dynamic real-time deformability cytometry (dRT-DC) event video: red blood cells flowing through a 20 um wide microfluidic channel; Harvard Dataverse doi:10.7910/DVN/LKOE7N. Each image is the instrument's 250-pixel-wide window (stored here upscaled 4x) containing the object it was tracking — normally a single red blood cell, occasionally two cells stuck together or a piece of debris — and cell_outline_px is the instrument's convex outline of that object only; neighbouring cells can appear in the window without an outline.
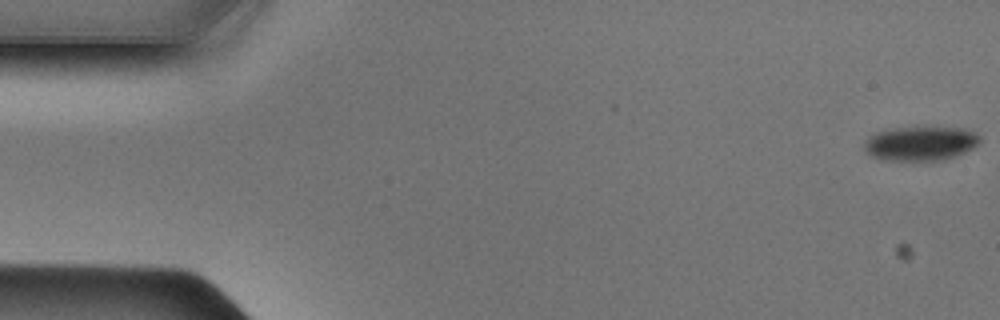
{"species": "Egyptian fruit bat (a non-hibernating species)", "species_latin": "Rousettus aegyptiacus", "temperature_condition": "cold", "stored_images_in_passage": 49, "camera_frame_rate_fps": 3000, "um_per_image_px": 0.085, "animal": {"sex": "male"}, "frame": {"image": 1, "passage_image": 1, "time_ms": 0.0, "image_size_px": [1000, 320], "cell_outline_px": [[980, 140], [972, 148], [956, 156], [944, 160], [880, 160], [872, 156], [864, 148], [864, 140], [868, 136], [876, 132], [888, 128], [912, 124], [924, 124], [964, 128], [976, 132], [980, 136]], "centroid_in_image_um": [78.23, 12.12], "position_along_channel_um": 6.8, "area_um2": 24.33}}
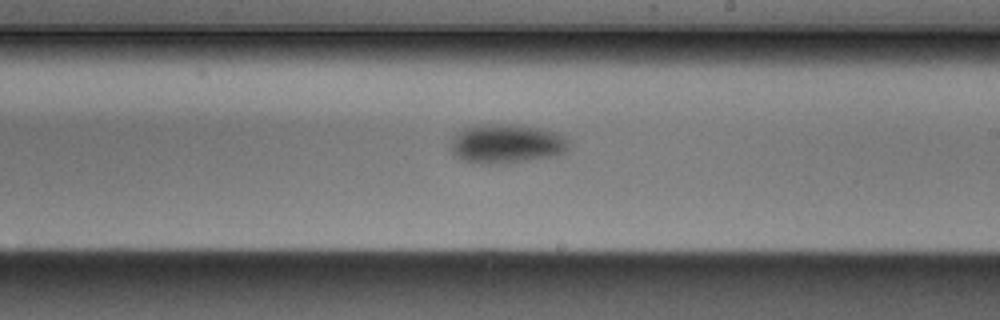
{"frame": {"image": 2, "passage_image": 28, "time_ms": 9.0, "image_size_px": [1000, 320], "cell_outline_px": [[572, 144], [568, 152], [556, 156], [504, 164], [472, 164], [456, 156], [452, 152], [452, 140], [464, 128], [488, 124], [512, 124], [540, 128], [556, 132], [564, 136]], "centroid_in_image_um": [43.14, 12.24], "position_along_channel_um": 245.9, "area_um2": 27.28}}
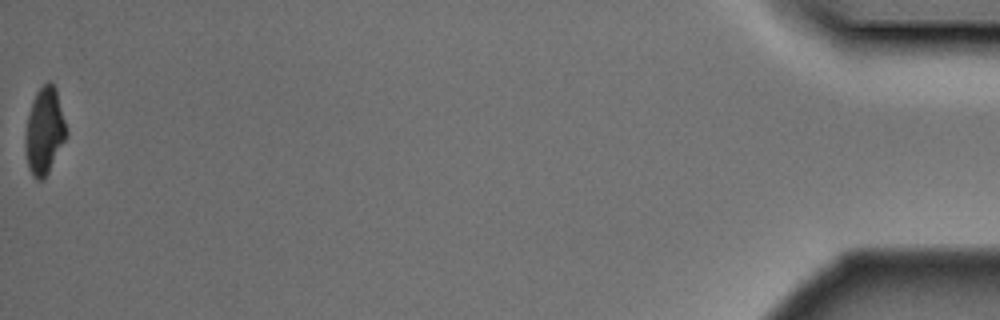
{"frame": {"image": 3, "passage_image": 49, "time_ms": 16.0, "image_size_px": [1000, 320], "cell_outline_px": [[68, 132], [44, 180], [36, 180], [32, 176], [28, 168], [24, 148], [24, 136], [28, 116], [36, 92], [48, 80], [56, 88]], "centroid_in_image_um": [3.75, 11.16], "position_along_channel_um": 431.4, "area_um2": 20.63}}